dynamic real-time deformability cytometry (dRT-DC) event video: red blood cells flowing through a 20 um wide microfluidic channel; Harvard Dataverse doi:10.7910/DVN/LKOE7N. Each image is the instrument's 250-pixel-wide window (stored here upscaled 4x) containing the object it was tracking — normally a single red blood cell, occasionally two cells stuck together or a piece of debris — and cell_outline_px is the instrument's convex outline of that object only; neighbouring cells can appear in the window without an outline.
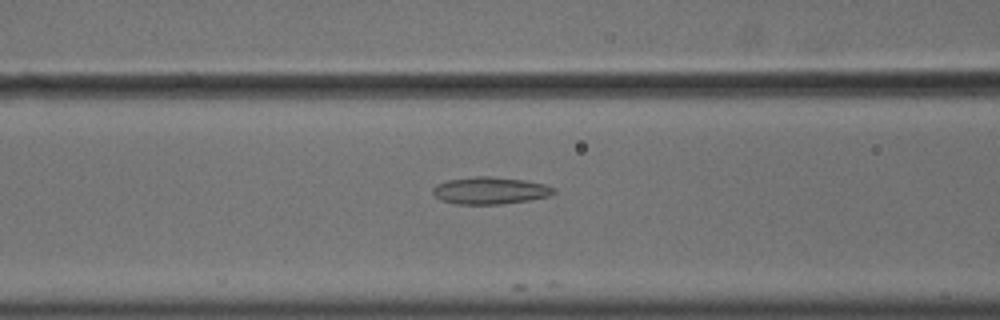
{"species": "common noctule bat (a hibernating species)", "species_latin": "Nyctalus noctula", "temperature_condition": "cold", "stored_images_in_passage": 11, "camera_frame_rate_fps": 3000, "um_per_image_px": 0.085, "animal": {"sex": "male", "body_mass_g": 18.8}, "frame": {"image": 1, "passage_image": 6, "time_ms": 1.667, "image_size_px": [1000, 320], "cell_outline_px": [[556, 192], [548, 196], [528, 200], [500, 204], [456, 204], [440, 200], [432, 192], [432, 188], [436, 184], [448, 180], [476, 176], [492, 176], [524, 180], [544, 184], [556, 188]], "centroid_in_image_um": [41.64, 16.19], "position_along_channel_um": 125.0, "area_um2": 19.13}}
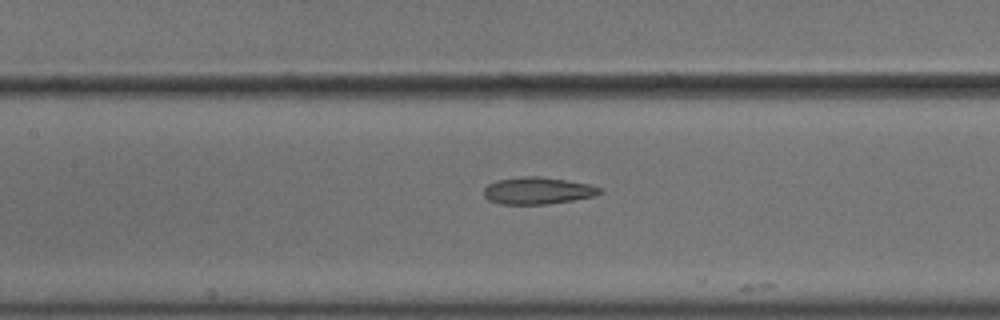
{"frame": {"image": 2, "passage_image": 9, "time_ms": 2.667, "image_size_px": [1000, 320], "cell_outline_px": [[604, 192], [596, 196], [548, 204], [500, 204], [488, 200], [484, 196], [484, 188], [488, 184], [496, 180], [524, 176], [540, 176], [588, 184], [600, 188]], "centroid_in_image_um": [45.69, 16.21], "position_along_channel_um": 161.7, "area_um2": 18.26}}